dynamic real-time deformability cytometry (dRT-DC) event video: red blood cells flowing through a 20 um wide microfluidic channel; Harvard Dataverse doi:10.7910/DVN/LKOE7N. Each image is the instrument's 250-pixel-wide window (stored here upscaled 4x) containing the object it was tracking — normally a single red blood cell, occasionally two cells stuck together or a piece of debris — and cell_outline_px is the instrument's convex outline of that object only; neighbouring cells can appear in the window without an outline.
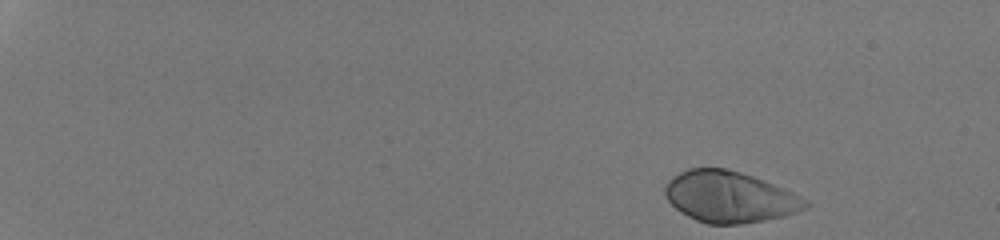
{"species": "human", "species_latin": "Homo sapiens", "temperature_condition": "room temperature", "stored_images_in_passage": 42, "camera_frame_rate_fps": 3000, "um_per_image_px": 0.085, "donor": {"sex": "male"}, "frame": {"image": 1, "passage_image": 1, "time_ms": 0.0, "image_size_px": [1000, 240], "cell_outline_px": [[812, 204], [808, 208], [784, 216], [764, 220], [740, 224], [708, 224], [696, 220], [680, 212], [668, 200], [664, 192], [664, 188], [668, 180], [672, 176], [688, 168], [724, 168], [740, 172], [764, 180], [784, 188], [808, 200]], "centroid_in_image_um": [62.03, 16.73], "position_along_channel_um": 23.0, "area_um2": 41.96}}
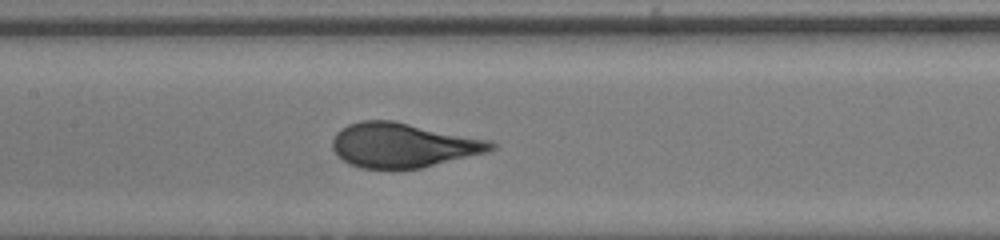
{"frame": {"image": 2, "passage_image": 24, "time_ms": 7.667, "image_size_px": [1000, 240], "cell_outline_px": [[496, 148], [488, 152], [420, 168], [360, 168], [348, 164], [336, 156], [332, 148], [332, 140], [336, 132], [340, 128], [348, 124], [360, 120], [392, 120], [492, 140], [496, 144]], "centroid_in_image_um": [34.24, 12.33], "position_along_channel_um": 173.2, "area_um2": 41.44}}
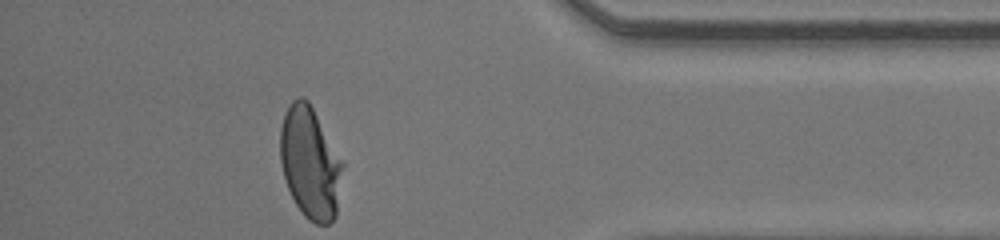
{"frame": {"image": 3, "passage_image": 42, "time_ms": 13.667, "image_size_px": [1000, 240], "cell_outline_px": [[344, 164], [336, 216], [328, 224], [316, 224], [308, 220], [304, 216], [296, 204], [288, 188], [284, 176], [280, 160], [280, 128], [284, 116], [292, 100], [300, 96], [304, 96], [308, 100]], "centroid_in_image_um": [26.36, 13.85], "position_along_channel_um": 408.8, "area_um2": 40.46}, "authors_computed_cell_mechanics": {"area_um2": 41.038, "velocity_mm_per_s": 4.2582, "shape_relaxation_time_tau1_ms": 3.2576, "shape_relaxation_time_tau2_ms": null, "deformation_change_tau1": 0.1996, "deformation_change_tau2": null}}